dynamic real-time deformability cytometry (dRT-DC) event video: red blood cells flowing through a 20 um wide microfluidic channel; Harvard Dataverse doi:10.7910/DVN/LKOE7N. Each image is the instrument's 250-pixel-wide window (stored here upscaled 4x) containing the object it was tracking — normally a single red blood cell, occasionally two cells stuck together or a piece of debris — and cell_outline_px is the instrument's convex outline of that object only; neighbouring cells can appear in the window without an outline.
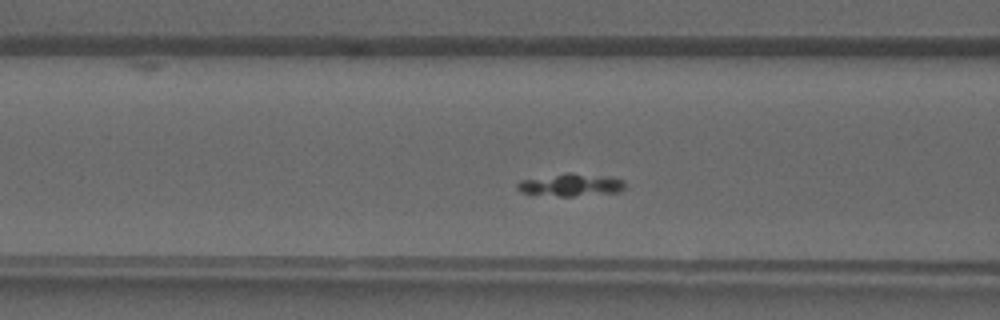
{"species": "common noctule bat (a hibernating species)", "species_latin": "Nyctalus noctula", "temperature_condition": "warm", "stored_images_in_passage": 35, "camera_frame_rate_fps": 3000, "um_per_image_px": 0.085, "animal": {"sex": "male", "forearm_length_mm": 52.5}, "frame": {"image": 1, "passage_image": 10, "time_ms": 3.0, "image_size_px": [1000, 320], "cell_outline_px": [[624, 188], [616, 192], [572, 196], [560, 196], [520, 192], [516, 188], [516, 184], [520, 180], [564, 172], [572, 172], [624, 180]], "centroid_in_image_um": [48.44, 15.7], "position_along_channel_um": 118.2, "area_um2": 13.93}}
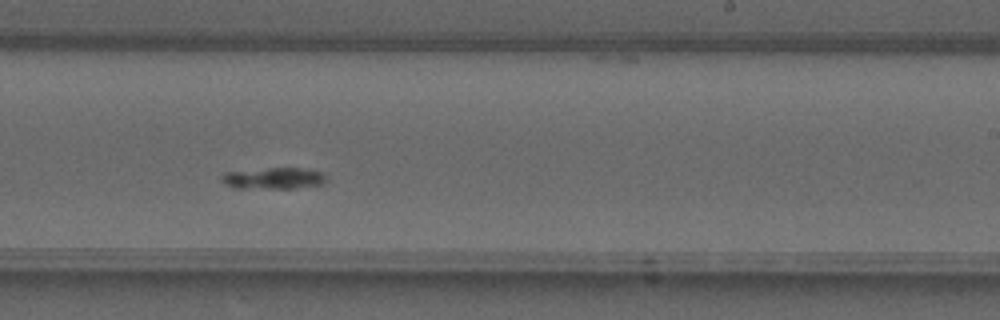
{"frame": {"image": 2, "passage_image": 19, "time_ms": 6.0, "image_size_px": [1000, 320], "cell_outline_px": [[324, 184], [292, 188], [236, 188], [224, 184], [220, 180], [220, 176], [224, 172], [268, 168], [300, 168], [320, 172], [324, 176]], "centroid_in_image_um": [23.16, 15.15], "position_along_channel_um": 265.8, "area_um2": 12.95}}
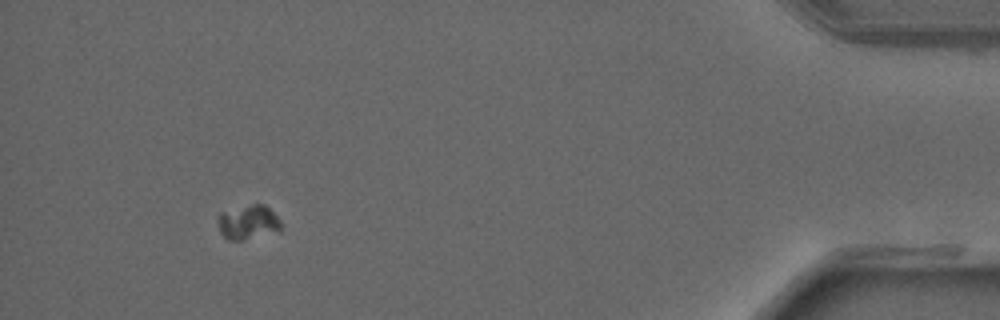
{"frame": {"image": 3, "passage_image": 32, "time_ms": 10.333, "image_size_px": [1000, 320], "cell_outline_px": [[280, 228], [240, 240], [228, 240], [220, 232], [216, 216], [220, 212], [252, 204], [264, 204], [280, 220]], "centroid_in_image_um": [20.99, 18.85], "position_along_channel_um": 414.2, "area_um2": 12.08}}